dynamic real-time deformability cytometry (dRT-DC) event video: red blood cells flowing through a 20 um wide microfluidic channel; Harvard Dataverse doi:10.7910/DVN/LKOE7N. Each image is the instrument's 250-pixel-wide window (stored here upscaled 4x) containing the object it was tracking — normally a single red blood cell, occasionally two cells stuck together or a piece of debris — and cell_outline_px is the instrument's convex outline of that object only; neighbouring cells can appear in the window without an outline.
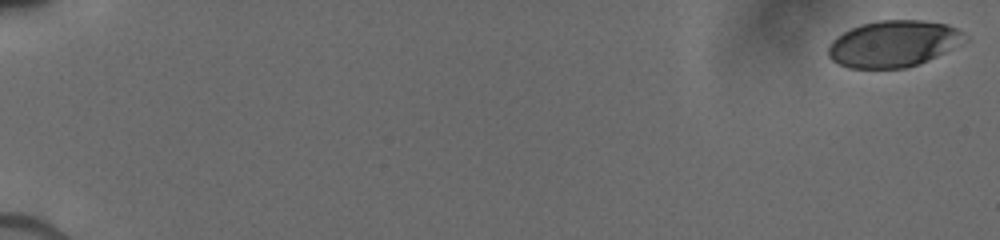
{"species": "human", "species_latin": "Homo sapiens", "temperature_condition": "cold", "stored_images_in_passage": 34, "camera_frame_rate_fps": 3000, "um_per_image_px": 0.085, "donor": {"sex": "male"}, "frame": {"image": 1, "passage_image": 1, "time_ms": 0.0, "image_size_px": [1000, 240], "cell_outline_px": [[968, 40], [928, 60], [904, 68], [848, 68], [832, 60], [828, 56], [828, 44], [836, 36], [860, 24], [880, 20], [920, 20], [948, 24], [964, 32], [968, 36]], "centroid_in_image_um": [75.94, 3.71], "position_along_channel_um": 9.1, "area_um2": 36.99}}
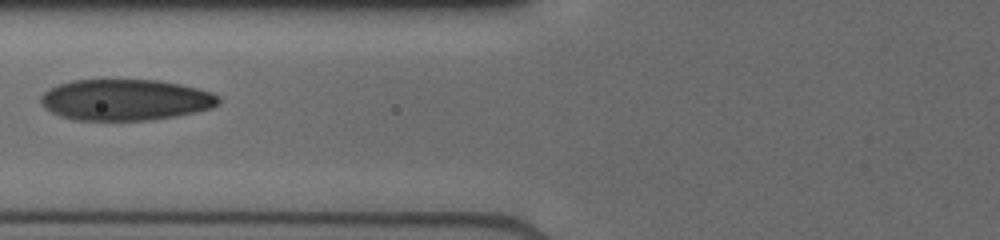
{"frame": {"image": 2, "passage_image": 19, "time_ms": 7.667, "image_size_px": [1000, 240], "cell_outline_px": [[220, 104], [212, 108], [196, 112], [176, 116], [148, 120], [76, 120], [60, 116], [44, 108], [40, 104], [40, 96], [48, 88], [72, 80], [160, 80], [180, 84], [212, 92], [220, 96]], "centroid_in_image_um": [10.66, 8.49], "position_along_channel_um": 115.1, "area_um2": 42.89}}
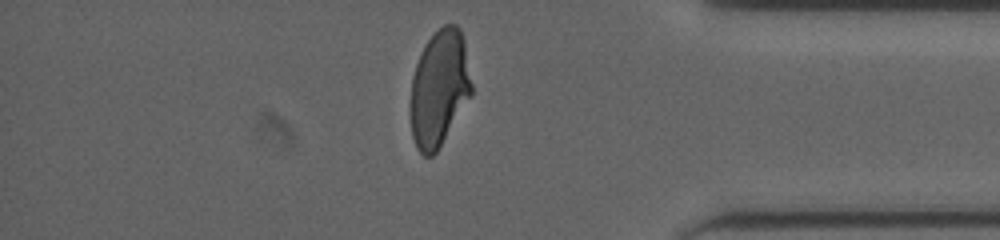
{"frame": {"image": 3, "passage_image": 28, "time_ms": 15.0, "image_size_px": [1000, 240], "cell_outline_px": [[472, 96], [436, 152], [432, 156], [424, 156], [416, 148], [412, 136], [412, 76], [416, 64], [424, 44], [444, 24], [456, 24], [460, 28], [464, 44], [472, 84]], "centroid_in_image_um": [37.36, 7.51], "position_along_channel_um": 397.8, "area_um2": 40.98}}